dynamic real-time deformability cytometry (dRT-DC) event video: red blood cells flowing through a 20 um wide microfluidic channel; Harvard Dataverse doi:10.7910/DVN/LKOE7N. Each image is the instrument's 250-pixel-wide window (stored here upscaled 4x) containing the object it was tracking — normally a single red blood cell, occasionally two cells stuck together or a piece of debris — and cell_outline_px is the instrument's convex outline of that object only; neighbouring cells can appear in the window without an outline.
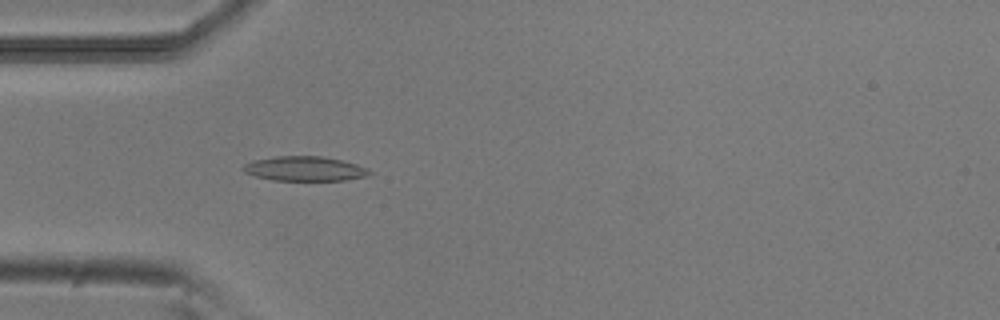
{"species": "common noctule bat (a hibernating species)", "species_latin": "Nyctalus noctula", "temperature_condition": "room temperature", "stored_images_in_passage": 36, "camera_frame_rate_fps": 3000, "um_per_image_px": 0.085, "animal": {"sex": "male", "body_mass_g": 20.5, "forearm_length_mm": 52.5}, "frame": {"image": 1, "passage_image": 7, "time_ms": 2.0, "image_size_px": [1000, 320], "cell_outline_px": [[372, 172], [364, 176], [344, 180], [272, 180], [256, 176], [244, 172], [244, 164], [252, 160], [276, 156], [320, 156], [340, 160], [356, 164], [368, 168]], "centroid_in_image_um": [25.87, 14.33], "position_along_channel_um": 59.1, "area_um2": 17.86}}
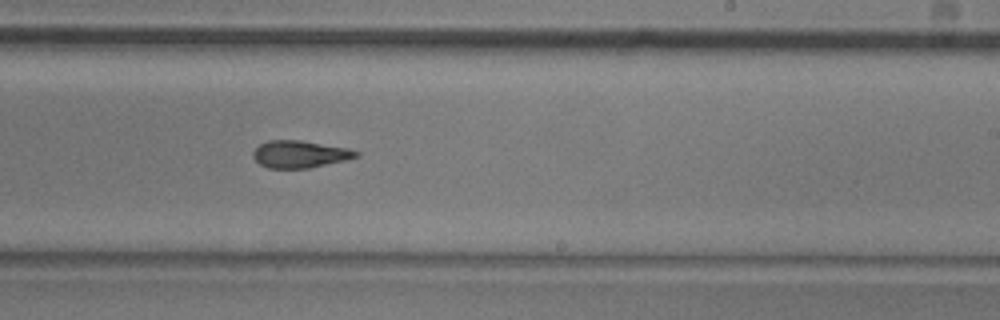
{"frame": {"image": 2, "passage_image": 23, "time_ms": 7.333, "image_size_px": [1000, 320], "cell_outline_px": [[360, 156], [344, 160], [308, 168], [268, 168], [260, 164], [252, 156], [252, 152], [260, 144], [268, 140], [300, 140], [348, 148], [360, 152]], "centroid_in_image_um": [25.48, 13.1], "position_along_channel_um": 263.5, "area_um2": 16.24}}
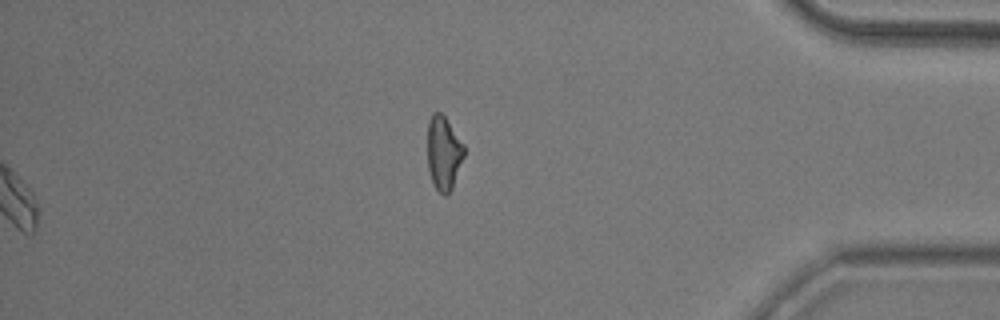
{"frame": {"image": 3, "passage_image": 36, "time_ms": 11.667, "image_size_px": [1000, 320], "cell_outline_px": [[464, 156], [452, 188], [444, 196], [436, 188], [432, 180], [428, 168], [428, 120], [432, 112], [440, 112], [444, 116], [464, 144]], "centroid_in_image_um": [37.7, 12.98], "position_along_channel_um": 397.5, "area_um2": 15.55}, "authors_computed_cell_mechanics": {"area_um2": 16.7042, "velocity_mm_per_s": 3.8682, "shape_relaxation_time_tau1_ms": 4.407, "shape_relaxation_time_tau2_ms": 3.4438, "deformation_change_tau1": 0.1317, "deformation_change_tau2": 0.1221}}